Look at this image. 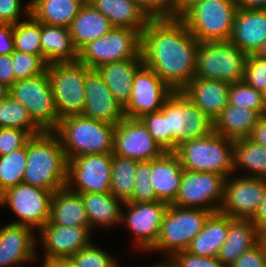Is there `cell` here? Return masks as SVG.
Returning <instances> with one entry per match:
<instances>
[{
    "mask_svg": "<svg viewBox=\"0 0 266 267\" xmlns=\"http://www.w3.org/2000/svg\"><path fill=\"white\" fill-rule=\"evenodd\" d=\"M199 43L178 17L151 19L141 32L143 65L182 90L194 78Z\"/></svg>",
    "mask_w": 266,
    "mask_h": 267,
    "instance_id": "6da1fadb",
    "label": "cell"
},
{
    "mask_svg": "<svg viewBox=\"0 0 266 267\" xmlns=\"http://www.w3.org/2000/svg\"><path fill=\"white\" fill-rule=\"evenodd\" d=\"M68 160L58 136L44 131L27 141L23 183L55 192L67 184Z\"/></svg>",
    "mask_w": 266,
    "mask_h": 267,
    "instance_id": "7a4b0ae2",
    "label": "cell"
},
{
    "mask_svg": "<svg viewBox=\"0 0 266 267\" xmlns=\"http://www.w3.org/2000/svg\"><path fill=\"white\" fill-rule=\"evenodd\" d=\"M114 129L113 124L72 115L62 118L53 132L70 160L84 154L112 153Z\"/></svg>",
    "mask_w": 266,
    "mask_h": 267,
    "instance_id": "3957f363",
    "label": "cell"
},
{
    "mask_svg": "<svg viewBox=\"0 0 266 267\" xmlns=\"http://www.w3.org/2000/svg\"><path fill=\"white\" fill-rule=\"evenodd\" d=\"M174 153L182 168L195 172H212L228 178L234 171V142L213 131L178 146Z\"/></svg>",
    "mask_w": 266,
    "mask_h": 267,
    "instance_id": "277c9868",
    "label": "cell"
},
{
    "mask_svg": "<svg viewBox=\"0 0 266 267\" xmlns=\"http://www.w3.org/2000/svg\"><path fill=\"white\" fill-rule=\"evenodd\" d=\"M237 9L234 0H199L178 18L199 42L229 41Z\"/></svg>",
    "mask_w": 266,
    "mask_h": 267,
    "instance_id": "5b68a950",
    "label": "cell"
},
{
    "mask_svg": "<svg viewBox=\"0 0 266 267\" xmlns=\"http://www.w3.org/2000/svg\"><path fill=\"white\" fill-rule=\"evenodd\" d=\"M161 111L166 116L169 152L185 142L207 136L214 131V121L202 112L182 90L173 91Z\"/></svg>",
    "mask_w": 266,
    "mask_h": 267,
    "instance_id": "8992f818",
    "label": "cell"
},
{
    "mask_svg": "<svg viewBox=\"0 0 266 267\" xmlns=\"http://www.w3.org/2000/svg\"><path fill=\"white\" fill-rule=\"evenodd\" d=\"M91 71L86 65L75 62L52 63L47 66L50 86L59 120L82 115L85 107V80Z\"/></svg>",
    "mask_w": 266,
    "mask_h": 267,
    "instance_id": "52a82bcc",
    "label": "cell"
},
{
    "mask_svg": "<svg viewBox=\"0 0 266 267\" xmlns=\"http://www.w3.org/2000/svg\"><path fill=\"white\" fill-rule=\"evenodd\" d=\"M212 213L205 209L181 208L170 204L164 215L158 240L149 251H164L166 260L175 252L186 251L194 237L203 230Z\"/></svg>",
    "mask_w": 266,
    "mask_h": 267,
    "instance_id": "ba28073f",
    "label": "cell"
},
{
    "mask_svg": "<svg viewBox=\"0 0 266 267\" xmlns=\"http://www.w3.org/2000/svg\"><path fill=\"white\" fill-rule=\"evenodd\" d=\"M247 54L230 41L200 42L194 78L234 83L243 80Z\"/></svg>",
    "mask_w": 266,
    "mask_h": 267,
    "instance_id": "9c48e42d",
    "label": "cell"
},
{
    "mask_svg": "<svg viewBox=\"0 0 266 267\" xmlns=\"http://www.w3.org/2000/svg\"><path fill=\"white\" fill-rule=\"evenodd\" d=\"M136 57H141V32L129 28L113 27L78 51V61L91 70Z\"/></svg>",
    "mask_w": 266,
    "mask_h": 267,
    "instance_id": "30bf717a",
    "label": "cell"
},
{
    "mask_svg": "<svg viewBox=\"0 0 266 267\" xmlns=\"http://www.w3.org/2000/svg\"><path fill=\"white\" fill-rule=\"evenodd\" d=\"M9 96L21 103L44 131H53L59 124L47 70L38 76L16 81L10 86Z\"/></svg>",
    "mask_w": 266,
    "mask_h": 267,
    "instance_id": "8fae6325",
    "label": "cell"
},
{
    "mask_svg": "<svg viewBox=\"0 0 266 267\" xmlns=\"http://www.w3.org/2000/svg\"><path fill=\"white\" fill-rule=\"evenodd\" d=\"M53 192L26 183L6 189L0 195V206L8 205L19 220L12 224L39 231L49 221Z\"/></svg>",
    "mask_w": 266,
    "mask_h": 267,
    "instance_id": "7c38bea8",
    "label": "cell"
},
{
    "mask_svg": "<svg viewBox=\"0 0 266 267\" xmlns=\"http://www.w3.org/2000/svg\"><path fill=\"white\" fill-rule=\"evenodd\" d=\"M225 180L226 177L216 173L184 169L179 191L172 205L219 212L224 199Z\"/></svg>",
    "mask_w": 266,
    "mask_h": 267,
    "instance_id": "4fadbf2b",
    "label": "cell"
},
{
    "mask_svg": "<svg viewBox=\"0 0 266 267\" xmlns=\"http://www.w3.org/2000/svg\"><path fill=\"white\" fill-rule=\"evenodd\" d=\"M111 168L112 153L77 156L68 160L66 186L80 194L110 192Z\"/></svg>",
    "mask_w": 266,
    "mask_h": 267,
    "instance_id": "5bb4252c",
    "label": "cell"
},
{
    "mask_svg": "<svg viewBox=\"0 0 266 267\" xmlns=\"http://www.w3.org/2000/svg\"><path fill=\"white\" fill-rule=\"evenodd\" d=\"M173 90L150 68L142 65L135 73L129 101L123 107L124 116L141 119L158 112Z\"/></svg>",
    "mask_w": 266,
    "mask_h": 267,
    "instance_id": "9a60e30c",
    "label": "cell"
},
{
    "mask_svg": "<svg viewBox=\"0 0 266 267\" xmlns=\"http://www.w3.org/2000/svg\"><path fill=\"white\" fill-rule=\"evenodd\" d=\"M226 178L224 199L219 212L232 219H251L266 194V178Z\"/></svg>",
    "mask_w": 266,
    "mask_h": 267,
    "instance_id": "2e32d148",
    "label": "cell"
},
{
    "mask_svg": "<svg viewBox=\"0 0 266 267\" xmlns=\"http://www.w3.org/2000/svg\"><path fill=\"white\" fill-rule=\"evenodd\" d=\"M121 223H125L134 234L135 246L149 251L157 242L161 224L169 204L162 201L124 202ZM125 213V214H124Z\"/></svg>",
    "mask_w": 266,
    "mask_h": 267,
    "instance_id": "e0dca14e",
    "label": "cell"
},
{
    "mask_svg": "<svg viewBox=\"0 0 266 267\" xmlns=\"http://www.w3.org/2000/svg\"><path fill=\"white\" fill-rule=\"evenodd\" d=\"M164 153L140 119L125 117L115 124L112 154L149 161L161 157Z\"/></svg>",
    "mask_w": 266,
    "mask_h": 267,
    "instance_id": "ac0fdd59",
    "label": "cell"
},
{
    "mask_svg": "<svg viewBox=\"0 0 266 267\" xmlns=\"http://www.w3.org/2000/svg\"><path fill=\"white\" fill-rule=\"evenodd\" d=\"M91 228L84 226H60L46 222L38 231L44 245L43 266L70 259L79 250L89 246Z\"/></svg>",
    "mask_w": 266,
    "mask_h": 267,
    "instance_id": "d6986e66",
    "label": "cell"
},
{
    "mask_svg": "<svg viewBox=\"0 0 266 267\" xmlns=\"http://www.w3.org/2000/svg\"><path fill=\"white\" fill-rule=\"evenodd\" d=\"M85 92L83 116L113 125L125 118L123 107L115 100L96 70L86 75Z\"/></svg>",
    "mask_w": 266,
    "mask_h": 267,
    "instance_id": "ffe728a7",
    "label": "cell"
},
{
    "mask_svg": "<svg viewBox=\"0 0 266 267\" xmlns=\"http://www.w3.org/2000/svg\"><path fill=\"white\" fill-rule=\"evenodd\" d=\"M33 228L11 222L0 227V267H19L36 258Z\"/></svg>",
    "mask_w": 266,
    "mask_h": 267,
    "instance_id": "44dd1931",
    "label": "cell"
},
{
    "mask_svg": "<svg viewBox=\"0 0 266 267\" xmlns=\"http://www.w3.org/2000/svg\"><path fill=\"white\" fill-rule=\"evenodd\" d=\"M266 40V9L238 8L229 41L244 53L255 54Z\"/></svg>",
    "mask_w": 266,
    "mask_h": 267,
    "instance_id": "7402d4cb",
    "label": "cell"
},
{
    "mask_svg": "<svg viewBox=\"0 0 266 267\" xmlns=\"http://www.w3.org/2000/svg\"><path fill=\"white\" fill-rule=\"evenodd\" d=\"M230 83L221 80L193 78L183 93L213 121L221 114L229 100Z\"/></svg>",
    "mask_w": 266,
    "mask_h": 267,
    "instance_id": "603a6c76",
    "label": "cell"
},
{
    "mask_svg": "<svg viewBox=\"0 0 266 267\" xmlns=\"http://www.w3.org/2000/svg\"><path fill=\"white\" fill-rule=\"evenodd\" d=\"M184 169L174 152L151 160V184L159 201L172 204L178 194Z\"/></svg>",
    "mask_w": 266,
    "mask_h": 267,
    "instance_id": "cb8c5ba5",
    "label": "cell"
},
{
    "mask_svg": "<svg viewBox=\"0 0 266 267\" xmlns=\"http://www.w3.org/2000/svg\"><path fill=\"white\" fill-rule=\"evenodd\" d=\"M142 65V57H136L112 62L96 69L122 107L129 101L135 73Z\"/></svg>",
    "mask_w": 266,
    "mask_h": 267,
    "instance_id": "d4e9b609",
    "label": "cell"
},
{
    "mask_svg": "<svg viewBox=\"0 0 266 267\" xmlns=\"http://www.w3.org/2000/svg\"><path fill=\"white\" fill-rule=\"evenodd\" d=\"M49 222L60 226L90 227L80 193L71 191L67 186L55 191L50 204Z\"/></svg>",
    "mask_w": 266,
    "mask_h": 267,
    "instance_id": "484cf974",
    "label": "cell"
},
{
    "mask_svg": "<svg viewBox=\"0 0 266 267\" xmlns=\"http://www.w3.org/2000/svg\"><path fill=\"white\" fill-rule=\"evenodd\" d=\"M257 245V227L250 219L228 216V232L217 258L229 267L241 254Z\"/></svg>",
    "mask_w": 266,
    "mask_h": 267,
    "instance_id": "4316f807",
    "label": "cell"
},
{
    "mask_svg": "<svg viewBox=\"0 0 266 267\" xmlns=\"http://www.w3.org/2000/svg\"><path fill=\"white\" fill-rule=\"evenodd\" d=\"M101 12L113 27L129 28L140 32L151 18L132 0H87Z\"/></svg>",
    "mask_w": 266,
    "mask_h": 267,
    "instance_id": "83f0119b",
    "label": "cell"
},
{
    "mask_svg": "<svg viewBox=\"0 0 266 267\" xmlns=\"http://www.w3.org/2000/svg\"><path fill=\"white\" fill-rule=\"evenodd\" d=\"M41 46L48 65L78 61V50L67 27L41 23Z\"/></svg>",
    "mask_w": 266,
    "mask_h": 267,
    "instance_id": "f1b7e54d",
    "label": "cell"
},
{
    "mask_svg": "<svg viewBox=\"0 0 266 267\" xmlns=\"http://www.w3.org/2000/svg\"><path fill=\"white\" fill-rule=\"evenodd\" d=\"M112 28L109 20L86 1L73 19L69 30L73 44L79 51L88 42L100 38Z\"/></svg>",
    "mask_w": 266,
    "mask_h": 267,
    "instance_id": "f546056e",
    "label": "cell"
},
{
    "mask_svg": "<svg viewBox=\"0 0 266 267\" xmlns=\"http://www.w3.org/2000/svg\"><path fill=\"white\" fill-rule=\"evenodd\" d=\"M260 117L257 111L228 103L214 121V131L233 141L249 138Z\"/></svg>",
    "mask_w": 266,
    "mask_h": 267,
    "instance_id": "4dcf8cb0",
    "label": "cell"
},
{
    "mask_svg": "<svg viewBox=\"0 0 266 267\" xmlns=\"http://www.w3.org/2000/svg\"><path fill=\"white\" fill-rule=\"evenodd\" d=\"M80 195L83 199L91 230L99 225L111 227L114 224H122V205L124 202L116 198L111 192L82 193Z\"/></svg>",
    "mask_w": 266,
    "mask_h": 267,
    "instance_id": "1f68e13d",
    "label": "cell"
},
{
    "mask_svg": "<svg viewBox=\"0 0 266 267\" xmlns=\"http://www.w3.org/2000/svg\"><path fill=\"white\" fill-rule=\"evenodd\" d=\"M87 0H31L29 14L38 22L69 28Z\"/></svg>",
    "mask_w": 266,
    "mask_h": 267,
    "instance_id": "d6a6232c",
    "label": "cell"
},
{
    "mask_svg": "<svg viewBox=\"0 0 266 267\" xmlns=\"http://www.w3.org/2000/svg\"><path fill=\"white\" fill-rule=\"evenodd\" d=\"M227 232L228 215L220 212L212 213L205 222L203 230L194 237L186 251L203 257H217Z\"/></svg>",
    "mask_w": 266,
    "mask_h": 267,
    "instance_id": "836d02e7",
    "label": "cell"
},
{
    "mask_svg": "<svg viewBox=\"0 0 266 267\" xmlns=\"http://www.w3.org/2000/svg\"><path fill=\"white\" fill-rule=\"evenodd\" d=\"M233 142L234 173L242 167L252 173L244 175V177L266 178V148L254 143L249 138Z\"/></svg>",
    "mask_w": 266,
    "mask_h": 267,
    "instance_id": "e575fe53",
    "label": "cell"
},
{
    "mask_svg": "<svg viewBox=\"0 0 266 267\" xmlns=\"http://www.w3.org/2000/svg\"><path fill=\"white\" fill-rule=\"evenodd\" d=\"M138 160L112 154L110 192L123 202L132 198Z\"/></svg>",
    "mask_w": 266,
    "mask_h": 267,
    "instance_id": "d590c367",
    "label": "cell"
},
{
    "mask_svg": "<svg viewBox=\"0 0 266 267\" xmlns=\"http://www.w3.org/2000/svg\"><path fill=\"white\" fill-rule=\"evenodd\" d=\"M0 128L25 130L31 136L44 132L32 119L28 110L11 96L0 101Z\"/></svg>",
    "mask_w": 266,
    "mask_h": 267,
    "instance_id": "8d00e7d4",
    "label": "cell"
},
{
    "mask_svg": "<svg viewBox=\"0 0 266 267\" xmlns=\"http://www.w3.org/2000/svg\"><path fill=\"white\" fill-rule=\"evenodd\" d=\"M13 38L16 51L42 56L41 22L30 14L26 20L13 24Z\"/></svg>",
    "mask_w": 266,
    "mask_h": 267,
    "instance_id": "74e56055",
    "label": "cell"
},
{
    "mask_svg": "<svg viewBox=\"0 0 266 267\" xmlns=\"http://www.w3.org/2000/svg\"><path fill=\"white\" fill-rule=\"evenodd\" d=\"M26 161L27 143L9 154L0 156V194L22 183Z\"/></svg>",
    "mask_w": 266,
    "mask_h": 267,
    "instance_id": "f35d334b",
    "label": "cell"
},
{
    "mask_svg": "<svg viewBox=\"0 0 266 267\" xmlns=\"http://www.w3.org/2000/svg\"><path fill=\"white\" fill-rule=\"evenodd\" d=\"M228 103L257 111L261 116L266 115V104L262 92L242 81L230 84Z\"/></svg>",
    "mask_w": 266,
    "mask_h": 267,
    "instance_id": "ab89813d",
    "label": "cell"
},
{
    "mask_svg": "<svg viewBox=\"0 0 266 267\" xmlns=\"http://www.w3.org/2000/svg\"><path fill=\"white\" fill-rule=\"evenodd\" d=\"M12 64L14 83L18 80H24L43 74L48 66L43 56L32 55L16 50L12 53Z\"/></svg>",
    "mask_w": 266,
    "mask_h": 267,
    "instance_id": "60d3db41",
    "label": "cell"
},
{
    "mask_svg": "<svg viewBox=\"0 0 266 267\" xmlns=\"http://www.w3.org/2000/svg\"><path fill=\"white\" fill-rule=\"evenodd\" d=\"M159 201L151 184V160L138 161L135 168L134 190L128 202Z\"/></svg>",
    "mask_w": 266,
    "mask_h": 267,
    "instance_id": "b9f144b4",
    "label": "cell"
},
{
    "mask_svg": "<svg viewBox=\"0 0 266 267\" xmlns=\"http://www.w3.org/2000/svg\"><path fill=\"white\" fill-rule=\"evenodd\" d=\"M106 251L91 243L79 250L70 260L77 267H118V262Z\"/></svg>",
    "mask_w": 266,
    "mask_h": 267,
    "instance_id": "7bdbcfd3",
    "label": "cell"
},
{
    "mask_svg": "<svg viewBox=\"0 0 266 267\" xmlns=\"http://www.w3.org/2000/svg\"><path fill=\"white\" fill-rule=\"evenodd\" d=\"M243 81L262 93L266 90V59L248 54L244 67Z\"/></svg>",
    "mask_w": 266,
    "mask_h": 267,
    "instance_id": "ee69618b",
    "label": "cell"
},
{
    "mask_svg": "<svg viewBox=\"0 0 266 267\" xmlns=\"http://www.w3.org/2000/svg\"><path fill=\"white\" fill-rule=\"evenodd\" d=\"M164 264L165 267H225L217 257H203L187 251L175 252Z\"/></svg>",
    "mask_w": 266,
    "mask_h": 267,
    "instance_id": "f6af8a7d",
    "label": "cell"
},
{
    "mask_svg": "<svg viewBox=\"0 0 266 267\" xmlns=\"http://www.w3.org/2000/svg\"><path fill=\"white\" fill-rule=\"evenodd\" d=\"M140 120L147 127L152 138L165 152H169V132H167L166 116L164 113L160 110L147 114Z\"/></svg>",
    "mask_w": 266,
    "mask_h": 267,
    "instance_id": "bcb514c9",
    "label": "cell"
},
{
    "mask_svg": "<svg viewBox=\"0 0 266 267\" xmlns=\"http://www.w3.org/2000/svg\"><path fill=\"white\" fill-rule=\"evenodd\" d=\"M31 137L25 130L0 128V156L23 147Z\"/></svg>",
    "mask_w": 266,
    "mask_h": 267,
    "instance_id": "7dc6e473",
    "label": "cell"
},
{
    "mask_svg": "<svg viewBox=\"0 0 266 267\" xmlns=\"http://www.w3.org/2000/svg\"><path fill=\"white\" fill-rule=\"evenodd\" d=\"M25 6H22L21 0H0V23L16 24L21 21L23 10L26 18L29 15V2Z\"/></svg>",
    "mask_w": 266,
    "mask_h": 267,
    "instance_id": "c3c4849f",
    "label": "cell"
},
{
    "mask_svg": "<svg viewBox=\"0 0 266 267\" xmlns=\"http://www.w3.org/2000/svg\"><path fill=\"white\" fill-rule=\"evenodd\" d=\"M229 267H266L265 254L257 244L241 254Z\"/></svg>",
    "mask_w": 266,
    "mask_h": 267,
    "instance_id": "681fc988",
    "label": "cell"
},
{
    "mask_svg": "<svg viewBox=\"0 0 266 267\" xmlns=\"http://www.w3.org/2000/svg\"><path fill=\"white\" fill-rule=\"evenodd\" d=\"M151 18H168V9L159 0H132Z\"/></svg>",
    "mask_w": 266,
    "mask_h": 267,
    "instance_id": "f907efd6",
    "label": "cell"
},
{
    "mask_svg": "<svg viewBox=\"0 0 266 267\" xmlns=\"http://www.w3.org/2000/svg\"><path fill=\"white\" fill-rule=\"evenodd\" d=\"M14 51L13 24L0 23V55L12 54Z\"/></svg>",
    "mask_w": 266,
    "mask_h": 267,
    "instance_id": "816d5d0a",
    "label": "cell"
},
{
    "mask_svg": "<svg viewBox=\"0 0 266 267\" xmlns=\"http://www.w3.org/2000/svg\"><path fill=\"white\" fill-rule=\"evenodd\" d=\"M0 82L8 87L14 84L12 54L0 55Z\"/></svg>",
    "mask_w": 266,
    "mask_h": 267,
    "instance_id": "f5cc1de1",
    "label": "cell"
},
{
    "mask_svg": "<svg viewBox=\"0 0 266 267\" xmlns=\"http://www.w3.org/2000/svg\"><path fill=\"white\" fill-rule=\"evenodd\" d=\"M249 139L266 148V115H262L254 126Z\"/></svg>",
    "mask_w": 266,
    "mask_h": 267,
    "instance_id": "db71d44e",
    "label": "cell"
},
{
    "mask_svg": "<svg viewBox=\"0 0 266 267\" xmlns=\"http://www.w3.org/2000/svg\"><path fill=\"white\" fill-rule=\"evenodd\" d=\"M250 220L256 227H258L259 225H266V194L263 201L259 205L257 212Z\"/></svg>",
    "mask_w": 266,
    "mask_h": 267,
    "instance_id": "11a10c76",
    "label": "cell"
},
{
    "mask_svg": "<svg viewBox=\"0 0 266 267\" xmlns=\"http://www.w3.org/2000/svg\"><path fill=\"white\" fill-rule=\"evenodd\" d=\"M238 8L266 9V0H234Z\"/></svg>",
    "mask_w": 266,
    "mask_h": 267,
    "instance_id": "9f6ffc18",
    "label": "cell"
},
{
    "mask_svg": "<svg viewBox=\"0 0 266 267\" xmlns=\"http://www.w3.org/2000/svg\"><path fill=\"white\" fill-rule=\"evenodd\" d=\"M199 0H174V17H179L187 8Z\"/></svg>",
    "mask_w": 266,
    "mask_h": 267,
    "instance_id": "6f0895ef",
    "label": "cell"
},
{
    "mask_svg": "<svg viewBox=\"0 0 266 267\" xmlns=\"http://www.w3.org/2000/svg\"><path fill=\"white\" fill-rule=\"evenodd\" d=\"M257 244L266 246V225H259L257 227Z\"/></svg>",
    "mask_w": 266,
    "mask_h": 267,
    "instance_id": "680465c9",
    "label": "cell"
},
{
    "mask_svg": "<svg viewBox=\"0 0 266 267\" xmlns=\"http://www.w3.org/2000/svg\"><path fill=\"white\" fill-rule=\"evenodd\" d=\"M159 1L168 9V17H174V0Z\"/></svg>",
    "mask_w": 266,
    "mask_h": 267,
    "instance_id": "91938a15",
    "label": "cell"
},
{
    "mask_svg": "<svg viewBox=\"0 0 266 267\" xmlns=\"http://www.w3.org/2000/svg\"><path fill=\"white\" fill-rule=\"evenodd\" d=\"M49 267H77L70 259L65 261H58L50 265Z\"/></svg>",
    "mask_w": 266,
    "mask_h": 267,
    "instance_id": "94428289",
    "label": "cell"
},
{
    "mask_svg": "<svg viewBox=\"0 0 266 267\" xmlns=\"http://www.w3.org/2000/svg\"><path fill=\"white\" fill-rule=\"evenodd\" d=\"M10 87L0 82V101L9 96Z\"/></svg>",
    "mask_w": 266,
    "mask_h": 267,
    "instance_id": "6125c7cd",
    "label": "cell"
},
{
    "mask_svg": "<svg viewBox=\"0 0 266 267\" xmlns=\"http://www.w3.org/2000/svg\"><path fill=\"white\" fill-rule=\"evenodd\" d=\"M255 55H257L260 58L266 59V40L262 43L260 48L255 53Z\"/></svg>",
    "mask_w": 266,
    "mask_h": 267,
    "instance_id": "be15d7a7",
    "label": "cell"
},
{
    "mask_svg": "<svg viewBox=\"0 0 266 267\" xmlns=\"http://www.w3.org/2000/svg\"><path fill=\"white\" fill-rule=\"evenodd\" d=\"M147 267V266H146ZM149 267H163V263H157V265L149 266Z\"/></svg>",
    "mask_w": 266,
    "mask_h": 267,
    "instance_id": "e7e4bbea",
    "label": "cell"
},
{
    "mask_svg": "<svg viewBox=\"0 0 266 267\" xmlns=\"http://www.w3.org/2000/svg\"><path fill=\"white\" fill-rule=\"evenodd\" d=\"M263 251H264V254H265V259H266V246H261Z\"/></svg>",
    "mask_w": 266,
    "mask_h": 267,
    "instance_id": "03108f58",
    "label": "cell"
},
{
    "mask_svg": "<svg viewBox=\"0 0 266 267\" xmlns=\"http://www.w3.org/2000/svg\"><path fill=\"white\" fill-rule=\"evenodd\" d=\"M263 95H264V101H265V104H266V90H265V92L263 93Z\"/></svg>",
    "mask_w": 266,
    "mask_h": 267,
    "instance_id": "003e7915",
    "label": "cell"
}]
</instances>
